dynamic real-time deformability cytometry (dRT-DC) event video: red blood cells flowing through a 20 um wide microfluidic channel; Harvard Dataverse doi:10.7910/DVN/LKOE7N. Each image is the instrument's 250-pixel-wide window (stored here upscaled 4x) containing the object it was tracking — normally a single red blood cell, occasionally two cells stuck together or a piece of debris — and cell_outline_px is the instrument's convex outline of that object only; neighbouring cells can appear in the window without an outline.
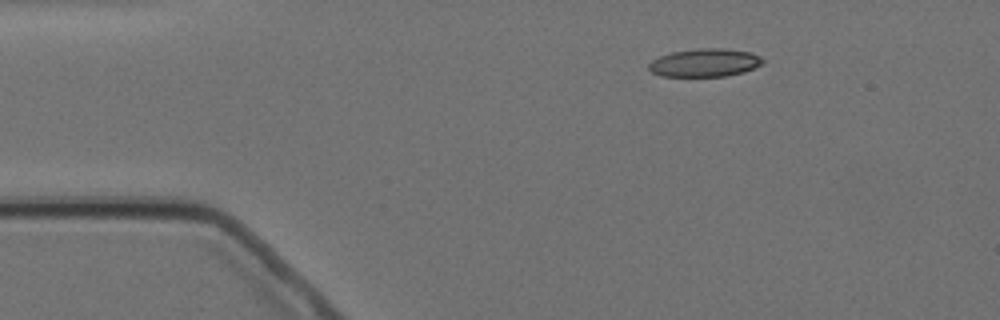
{"species": "Egyptian fruit bat (a non-hibernating species)", "species_latin": "Rousettus aegyptiacus", "temperature_condition": "cold", "stored_images_in_passage": 3, "camera_frame_rate_fps": 3000, "um_per_image_px": 0.085, "animal": {"sex": "female"}, "frame": {"image": 1, "passage_image": 1, "time_ms": 0.0, "image_size_px": [1000, 320], "cell_outline_px": [[764, 64], [744, 72], [724, 76], [660, 76], [652, 72], [648, 68], [648, 64], [652, 60], [660, 56], [672, 52], [696, 48], [720, 48], [752, 52], [760, 56], [764, 60]], "centroid_in_image_um": [59.92, 5.32], "position_along_channel_um": 25.1, "area_um2": 18.79}}
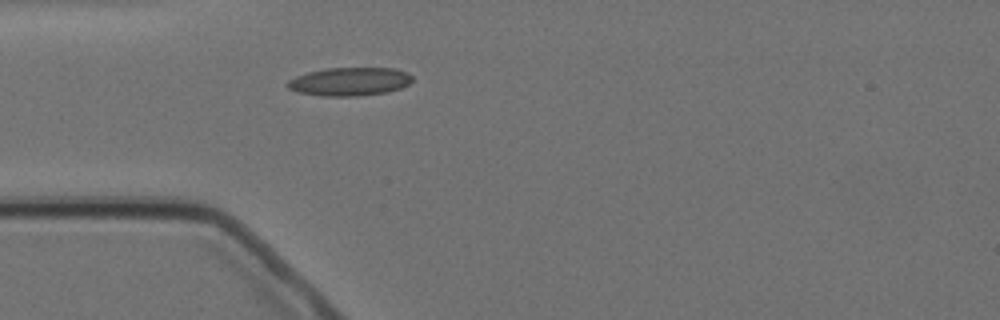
{"frame": {"image": 2, "passage_image": 3, "time_ms": 2.333, "image_size_px": [1000, 320], "cell_outline_px": [[412, 80], [408, 84], [400, 88], [388, 92], [356, 96], [324, 96], [296, 92], [288, 88], [284, 84], [288, 80], [296, 76], [308, 72], [328, 68], [396, 68], [408, 72], [412, 76]], "centroid_in_image_um": [29.7, 6.93], "position_along_channel_um": 55.3, "area_um2": 20.75}}